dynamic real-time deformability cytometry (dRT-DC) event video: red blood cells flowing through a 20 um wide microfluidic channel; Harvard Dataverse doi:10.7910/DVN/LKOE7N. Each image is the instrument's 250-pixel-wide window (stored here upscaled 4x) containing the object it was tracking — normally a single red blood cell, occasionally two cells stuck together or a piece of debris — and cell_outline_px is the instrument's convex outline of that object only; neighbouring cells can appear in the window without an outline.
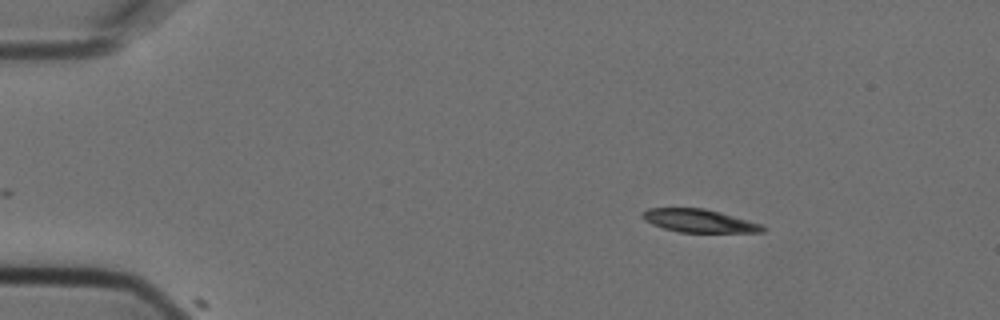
{"species": "Egyptian fruit bat (a non-hibernating species)", "species_latin": "Rousettus aegyptiacus", "temperature_condition": "cold", "stored_images_in_passage": 5, "camera_frame_rate_fps": 3000, "um_per_image_px": 0.085, "animal": {"sex": "female"}, "frame": {"image": 1, "passage_image": 2, "time_ms": 0.333, "image_size_px": [1000, 320], "cell_outline_px": [[768, 228], [764, 232], [680, 232], [664, 228], [652, 224], [644, 220], [640, 216], [648, 208], [704, 208], [720, 212], [764, 224]], "centroid_in_image_um": [59.48, 18.77], "position_along_channel_um": 25.5, "area_um2": 16.24}}
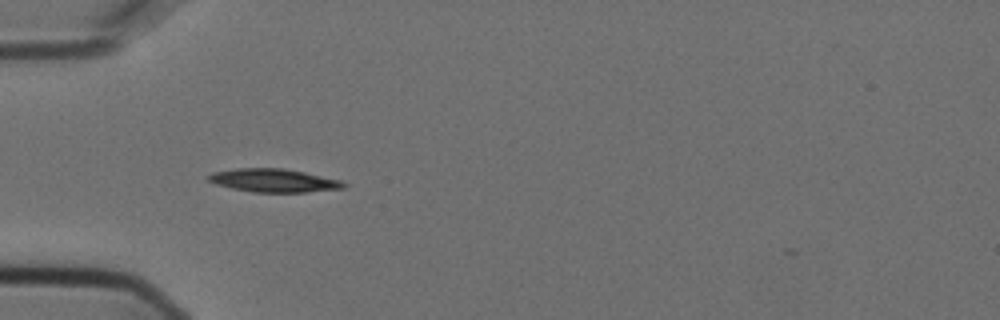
{"frame": {"image": 2, "passage_image": 4, "time_ms": 1.0, "image_size_px": [1000, 320], "cell_outline_px": [[348, 184], [344, 188], [304, 192], [252, 192], [232, 188], [216, 184], [208, 180], [208, 176], [212, 172], [236, 168], [284, 168], [304, 172], [340, 180]], "centroid_in_image_um": [23.26, 15.33], "position_along_channel_um": 61.7, "area_um2": 18.26}}
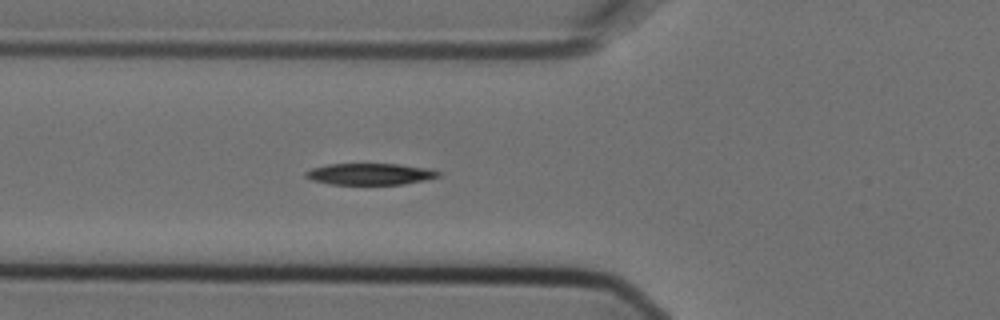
{"frame": {"image": 3, "passage_image": 5, "time_ms": 1.333, "image_size_px": [1000, 320], "cell_outline_px": [[440, 176], [424, 180], [404, 184], [328, 184], [312, 180], [304, 176], [304, 172], [312, 168], [328, 164], [400, 164], [428, 168], [440, 172]], "centroid_in_image_um": [31.43, 14.79], "position_along_channel_um": 94.4, "area_um2": 16.59}}